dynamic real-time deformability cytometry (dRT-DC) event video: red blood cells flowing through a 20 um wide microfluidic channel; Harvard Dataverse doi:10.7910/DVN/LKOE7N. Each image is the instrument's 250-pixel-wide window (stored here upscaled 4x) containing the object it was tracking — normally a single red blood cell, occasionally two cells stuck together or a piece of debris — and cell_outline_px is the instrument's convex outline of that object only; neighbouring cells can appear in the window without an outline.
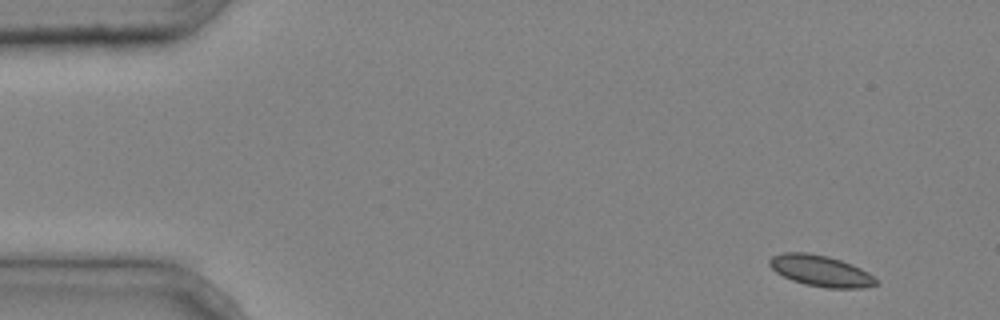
{"species": "common noctule bat (a hibernating species)", "species_latin": "Nyctalus noctula", "temperature_condition": "cold", "stored_images_in_passage": 5, "camera_frame_rate_fps": 3000, "um_per_image_px": 0.085, "animal": {"sex": "male", "body_mass_g": 20.4}, "frame": {"image": 1, "passage_image": 1, "time_ms": 0.0, "image_size_px": [1000, 320], "cell_outline_px": [[880, 284], [860, 288], [824, 288], [804, 284], [792, 280], [776, 272], [768, 264], [768, 260], [772, 256], [784, 252], [808, 252], [828, 256], [852, 264], [868, 272]], "centroid_in_image_um": [69.74, 23.02], "position_along_channel_um": 15.3, "area_um2": 19.36}}
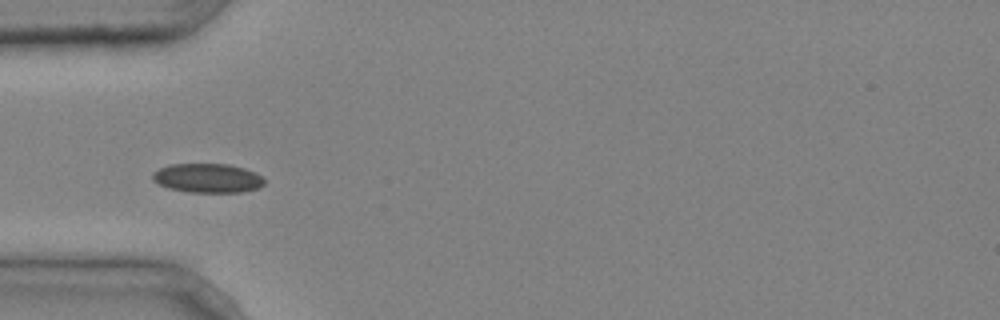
{"frame": {"image": 2, "passage_image": 4, "time_ms": 1.0, "image_size_px": [1000, 320], "cell_outline_px": [[264, 184], [260, 188], [240, 192], [188, 192], [168, 188], [152, 180], [152, 172], [168, 164], [228, 164], [244, 168], [256, 172], [264, 180]], "centroid_in_image_um": [17.64, 15.13], "position_along_channel_um": 67.4, "area_um2": 19.07}}